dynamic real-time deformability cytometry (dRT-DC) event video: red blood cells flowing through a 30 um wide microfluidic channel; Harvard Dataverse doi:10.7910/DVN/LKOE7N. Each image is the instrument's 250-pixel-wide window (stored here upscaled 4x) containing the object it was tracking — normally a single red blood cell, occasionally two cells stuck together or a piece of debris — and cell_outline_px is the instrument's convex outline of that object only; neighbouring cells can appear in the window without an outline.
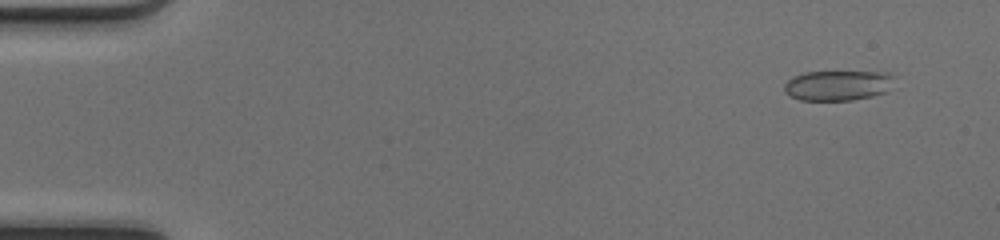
{"species": "common noctule bat (a hibernating species)", "species_latin": "Nyctalus noctula", "temperature_condition": "cold", "stored_images_in_passage": 47, "camera_frame_rate_fps": 3000, "um_per_image_px": 0.085, "animal": {"sex": "female", "body_mass_g": 17.0, "forearm_length_mm": 48.0}, "frame": {"image": 1, "passage_image": 1, "time_ms": 0.0, "image_size_px": [1000, 240], "cell_outline_px": [[896, 76], [884, 92], [872, 96], [852, 100], [800, 100], [784, 92], [784, 84], [792, 76], [804, 72], [888, 72]], "centroid_in_image_um": [71.18, 7.25], "position_along_channel_um": 13.8, "area_um2": 19.25}}
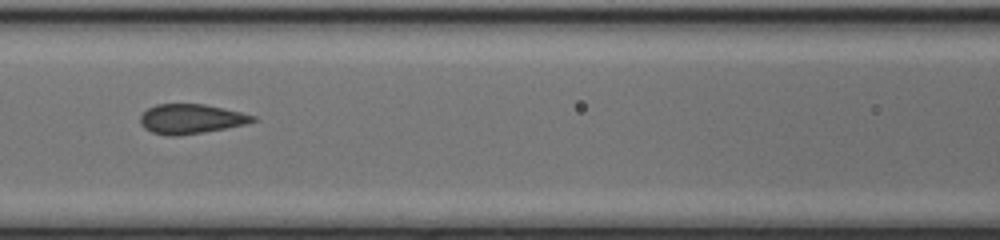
{"frame": {"image": 2, "passage_image": 20, "time_ms": 6.333, "image_size_px": [1000, 240], "cell_outline_px": [[260, 120], [248, 124], [204, 132], [180, 136], [164, 136], [152, 132], [144, 128], [140, 124], [140, 116], [148, 108], [156, 104], [204, 104], [224, 108], [256, 116]], "centroid_in_image_um": [16.25, 10.12], "position_along_channel_um": 150.3, "area_um2": 19.71}}
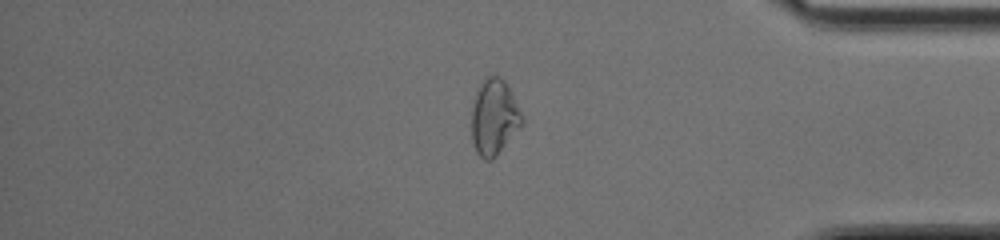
{"frame": {"image": 3, "passage_image": 39, "time_ms": 12.667, "image_size_px": [1000, 240], "cell_outline_px": [[524, 124], [496, 156], [492, 160], [484, 160], [476, 152], [472, 140], [472, 104], [476, 92], [484, 76], [492, 72], [500, 76], [504, 80], [524, 116]], "centroid_in_image_um": [42.01, 9.93], "position_along_channel_um": 393.2, "area_um2": 22.72}}